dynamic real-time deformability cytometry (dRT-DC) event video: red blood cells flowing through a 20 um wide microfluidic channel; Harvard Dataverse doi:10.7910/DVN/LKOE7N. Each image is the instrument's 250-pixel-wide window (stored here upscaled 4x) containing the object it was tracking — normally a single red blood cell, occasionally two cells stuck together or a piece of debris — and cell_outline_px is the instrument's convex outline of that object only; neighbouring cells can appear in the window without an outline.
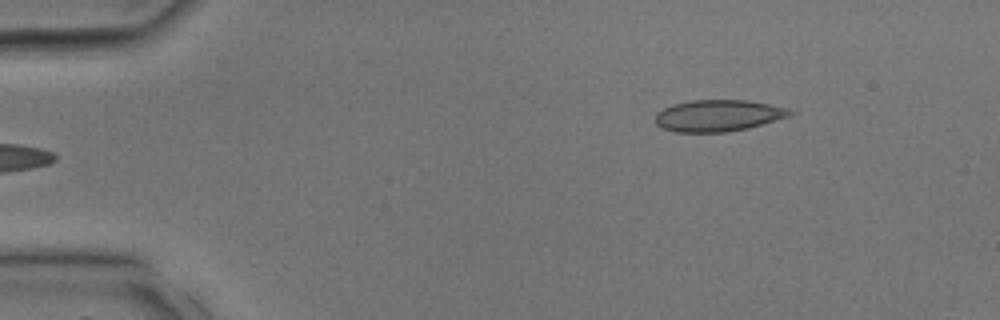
{"species": "common noctule bat (a hibernating species)", "species_latin": "Nyctalus noctula", "temperature_condition": "room temperature", "stored_images_in_passage": 5, "camera_frame_rate_fps": 3000, "um_per_image_px": 0.085, "animal": {"sex": "male", "body_mass_g": 17.9, "forearm_length_mm": 54.2}, "frame": {"image": 1, "passage_image": 5, "time_ms": 1.333, "image_size_px": [1000, 320], "cell_outline_px": [[796, 112], [788, 116], [748, 128], [728, 132], [676, 132], [664, 128], [656, 124], [656, 112], [672, 104], [692, 100], [748, 100], [788, 108]], "centroid_in_image_um": [61.04, 9.82], "position_along_channel_um": 24.0, "area_um2": 24.68}}